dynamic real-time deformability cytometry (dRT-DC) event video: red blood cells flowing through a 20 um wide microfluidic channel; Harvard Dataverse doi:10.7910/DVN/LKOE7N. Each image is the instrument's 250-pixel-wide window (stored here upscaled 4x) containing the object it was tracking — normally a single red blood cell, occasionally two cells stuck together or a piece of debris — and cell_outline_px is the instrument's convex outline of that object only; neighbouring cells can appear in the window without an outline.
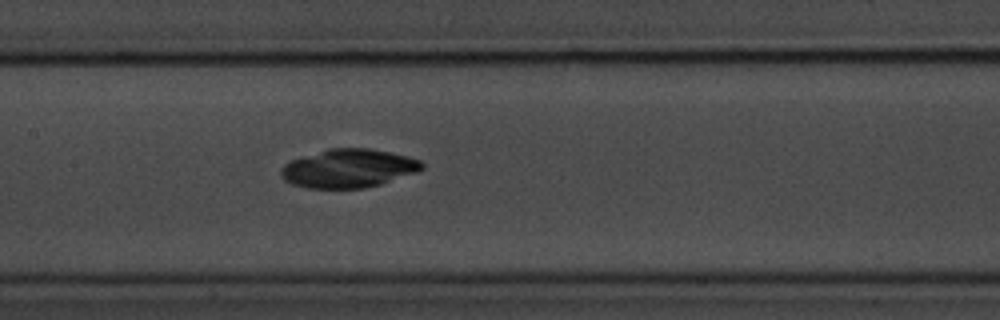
{"species": "common noctule bat (a hibernating species)", "species_latin": "Nyctalus noctula", "temperature_condition": "room temperature", "stored_images_in_passage": 50, "camera_frame_rate_fps": 3000, "um_per_image_px": 0.085, "animal": {"sex": "male", "body_mass_g": 20.1, "forearm_length_mm": 53.5}, "frame": {"image": 1, "passage_image": 22, "time_ms": 7.0, "image_size_px": [1000, 320], "cell_outline_px": [[424, 168], [416, 172], [380, 184], [364, 188], [308, 188], [292, 184], [284, 180], [280, 176], [280, 168], [284, 164], [292, 160], [328, 148], [368, 148], [388, 152], [420, 160], [424, 164]], "centroid_in_image_um": [29.58, 14.32], "position_along_channel_um": 177.8, "area_um2": 31.44}}